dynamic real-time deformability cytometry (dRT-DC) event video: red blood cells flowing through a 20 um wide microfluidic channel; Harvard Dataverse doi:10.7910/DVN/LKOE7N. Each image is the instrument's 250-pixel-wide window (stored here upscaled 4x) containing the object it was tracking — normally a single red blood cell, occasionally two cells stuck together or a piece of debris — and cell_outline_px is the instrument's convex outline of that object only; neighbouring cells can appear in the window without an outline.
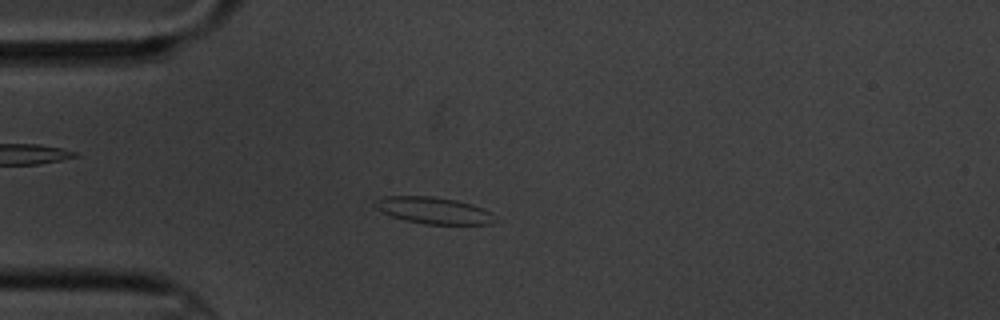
{"species": "common noctule bat (a hibernating species)", "species_latin": "Nyctalus noctula", "temperature_condition": "cold", "stored_images_in_passage": 4, "camera_frame_rate_fps": 3000, "um_per_image_px": 0.085, "animal": {"sex": "male", "body_mass_g": 20.1, "forearm_length_mm": 53.5}, "frame": {"image": 1, "passage_image": 3, "time_ms": 2.333, "image_size_px": [1000, 320], "cell_outline_px": [[500, 220], [492, 224], [424, 224], [404, 220], [392, 216], [372, 208], [372, 204], [376, 200], [384, 196], [432, 196], [456, 200], [472, 204], [492, 212]], "centroid_in_image_um": [36.87, 17.89], "position_along_channel_um": 48.1, "area_um2": 19.02}}